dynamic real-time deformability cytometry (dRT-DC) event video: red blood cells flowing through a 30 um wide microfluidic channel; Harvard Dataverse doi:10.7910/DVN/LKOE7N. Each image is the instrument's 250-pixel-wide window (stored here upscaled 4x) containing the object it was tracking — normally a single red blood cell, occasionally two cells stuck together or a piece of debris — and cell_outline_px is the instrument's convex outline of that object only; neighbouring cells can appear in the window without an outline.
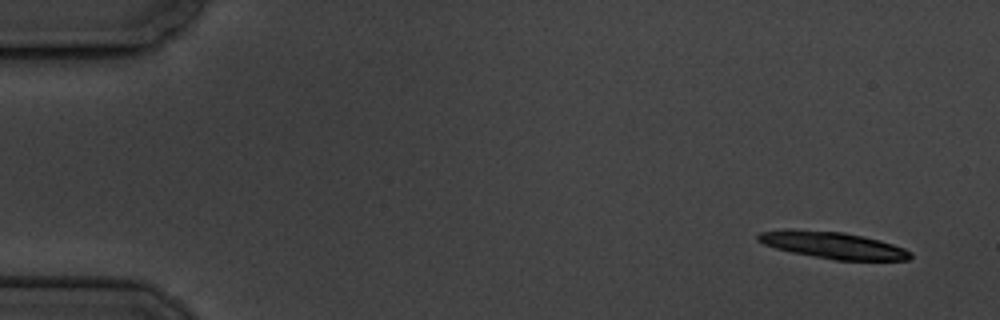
{"species": "common noctule bat (a hibernating species)", "species_latin": "Nyctalus noctula", "temperature_condition": "cold", "stored_images_in_passage": 15, "camera_frame_rate_fps": 3000, "um_per_image_px": 0.085, "animal": {"sex": "male", "body_mass_g": 19.5, "forearm_length_mm": 54.6}, "frame": {"image": 1, "passage_image": 1, "time_ms": 0.0, "image_size_px": [1000, 320], "cell_outline_px": [[912, 256], [908, 260], [836, 260], [792, 252], [776, 248], [764, 244], [756, 240], [756, 236], [760, 232], [784, 228], [788, 228], [844, 232], [864, 236], [880, 240], [904, 248], [912, 252]], "centroid_in_image_um": [70.77, 20.82], "position_along_channel_um": 14.2, "area_um2": 23.93}}
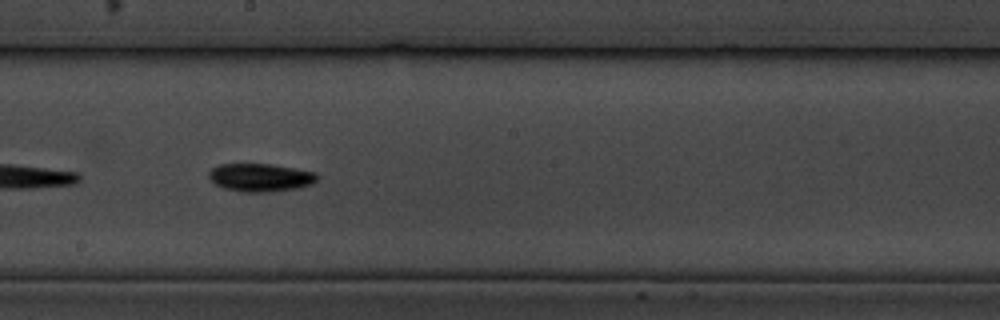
{"frame": {"image": 2, "passage_image": 9, "time_ms": 10.0, "image_size_px": [1000, 320], "cell_outline_px": [[320, 176], [312, 184], [300, 188], [268, 192], [244, 192], [224, 188], [216, 184], [208, 176], [208, 172], [212, 168], [220, 164], [268, 164], [296, 168], [316, 172]], "centroid_in_image_um": [22.17, 15.09], "position_along_channel_um": 226.0, "area_um2": 17.8}}
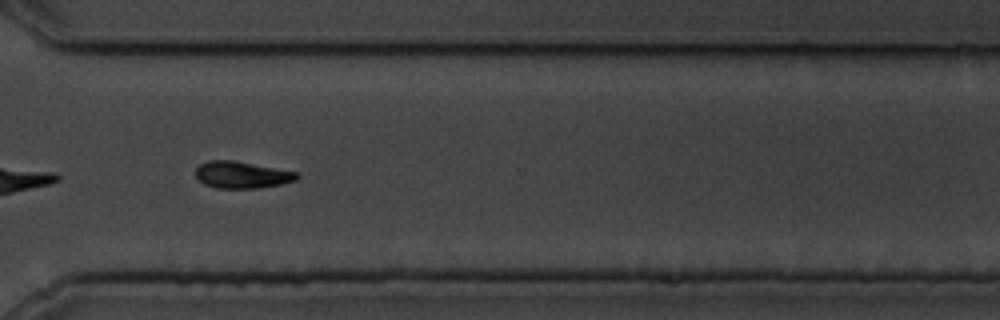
{"frame": {"image": 3, "passage_image": 12, "time_ms": 13.667, "image_size_px": [1000, 320], "cell_outline_px": [[300, 176], [296, 180], [280, 184], [256, 188], [216, 188], [204, 184], [196, 176], [196, 168], [200, 164], [208, 160], [232, 160], [296, 172]], "centroid_in_image_um": [20.52, 14.86], "position_along_channel_um": 350.1, "area_um2": 15.61}}